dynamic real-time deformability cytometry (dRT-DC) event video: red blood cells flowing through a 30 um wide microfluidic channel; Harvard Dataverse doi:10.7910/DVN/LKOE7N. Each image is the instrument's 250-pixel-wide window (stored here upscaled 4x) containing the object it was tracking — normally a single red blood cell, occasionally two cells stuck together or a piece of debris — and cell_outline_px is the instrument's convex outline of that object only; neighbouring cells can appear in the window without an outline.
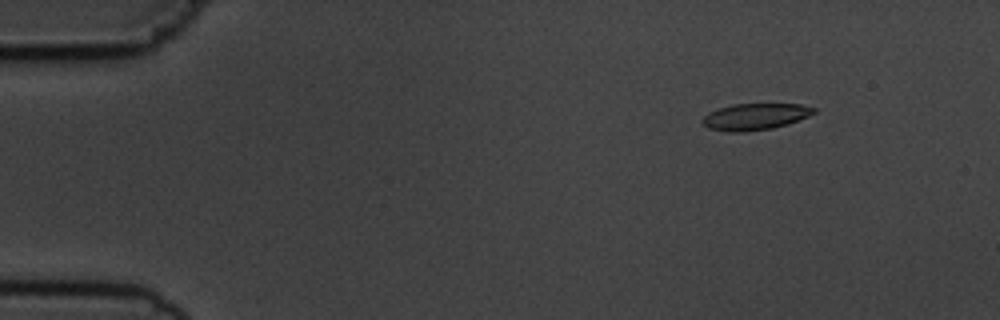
{"species": "common noctule bat (a hibernating species)", "species_latin": "Nyctalus noctula", "temperature_condition": "cold", "stored_images_in_passage": 7, "camera_frame_rate_fps": 3000, "um_per_image_px": 0.085, "animal": {"sex": "male", "body_mass_g": 19.5, "forearm_length_mm": 54.6}, "frame": {"image": 1, "passage_image": 2, "time_ms": 1.333, "image_size_px": [1000, 320], "cell_outline_px": [[816, 112], [808, 116], [788, 124], [772, 128], [744, 132], [728, 132], [708, 128], [700, 120], [708, 112], [732, 104], [800, 104], [816, 108]], "centroid_in_image_um": [64.17, 9.92], "position_along_channel_um": 20.8, "area_um2": 17.22}}
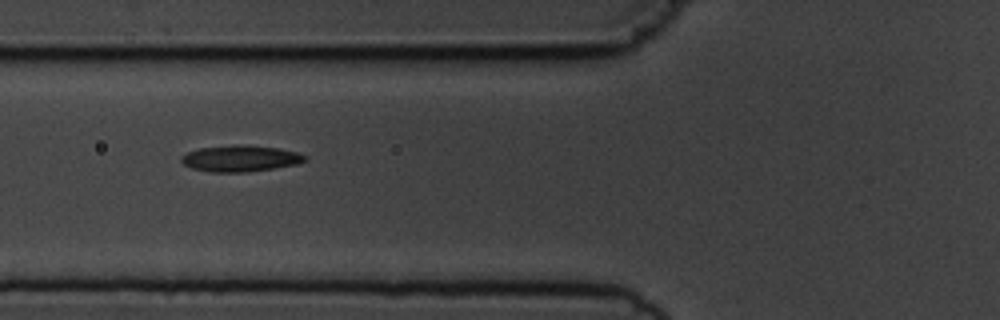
{"frame": {"image": 2, "passage_image": 6, "time_ms": 6.0, "image_size_px": [1000, 320], "cell_outline_px": [[308, 160], [296, 164], [272, 168], [244, 172], [212, 172], [192, 168], [184, 164], [180, 160], [180, 156], [188, 152], [200, 148], [232, 144], [236, 144], [280, 148], [296, 152], [308, 156]], "centroid_in_image_um": [20.43, 13.46], "position_along_channel_um": 105.4, "area_um2": 18.9}}
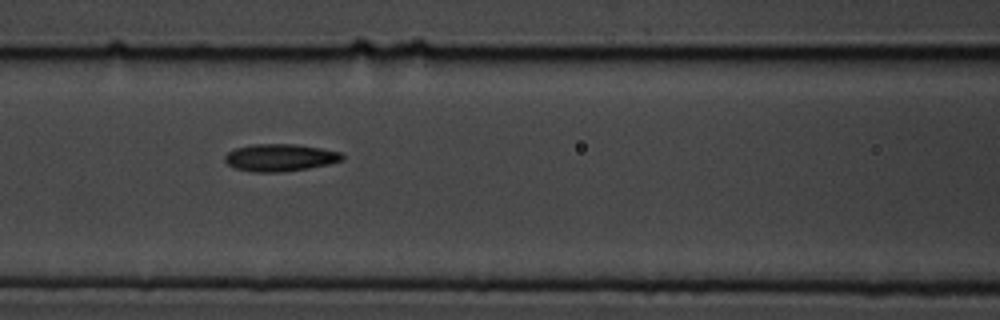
{"frame": {"image": 3, "passage_image": 7, "time_ms": 7.0, "image_size_px": [1000, 320], "cell_outline_px": [[344, 160], [328, 164], [308, 168], [284, 172], [252, 172], [232, 168], [224, 160], [224, 156], [228, 152], [236, 148], [252, 144], [296, 144], [320, 148], [340, 152], [344, 156]], "centroid_in_image_um": [23.78, 13.4], "position_along_channel_um": 142.8, "area_um2": 18.79}}